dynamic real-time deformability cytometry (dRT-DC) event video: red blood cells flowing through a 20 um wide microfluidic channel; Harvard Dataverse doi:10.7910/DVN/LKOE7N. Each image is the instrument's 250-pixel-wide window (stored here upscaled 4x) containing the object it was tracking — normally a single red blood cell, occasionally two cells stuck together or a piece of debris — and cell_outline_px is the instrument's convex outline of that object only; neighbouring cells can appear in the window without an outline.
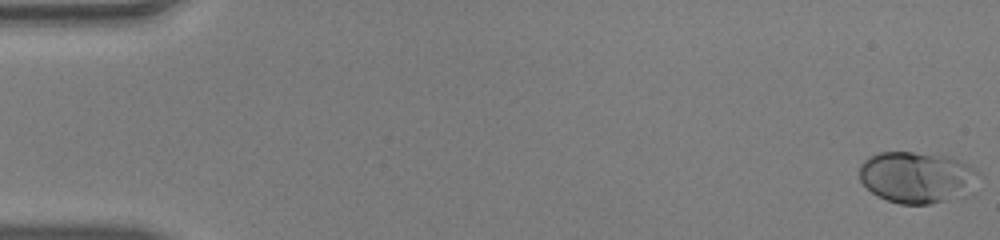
{"species": "human", "species_latin": "Homo sapiens", "temperature_condition": "warm", "stored_images_in_passage": 51, "camera_frame_rate_fps": 3000, "um_per_image_px": 0.085, "donor": {"sex": "male"}, "frame": {"image": 1, "passage_image": 1, "time_ms": 0.0, "image_size_px": [1000, 240], "cell_outline_px": [[976, 172], [964, 196], [928, 204], [900, 204], [888, 200], [872, 192], [860, 180], [860, 164], [868, 156], [880, 152], [912, 152], [948, 156], [960, 160], [972, 168]], "centroid_in_image_um": [77.84, 15.05], "position_along_channel_um": 7.2, "area_um2": 34.91}}
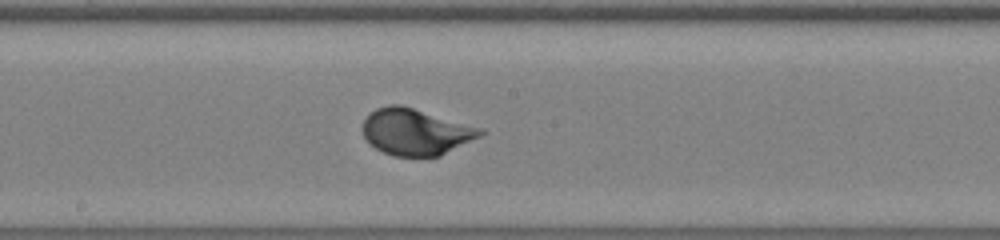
{"frame": {"image": 2, "passage_image": 28, "time_ms": 9.0, "image_size_px": [1000, 240], "cell_outline_px": [[484, 132], [480, 136], [440, 156], [392, 156], [368, 144], [360, 128], [364, 120], [376, 108], [388, 104], [400, 104], [484, 128]], "centroid_in_image_um": [35.31, 11.2], "position_along_channel_um": 212.9, "area_um2": 31.96}}
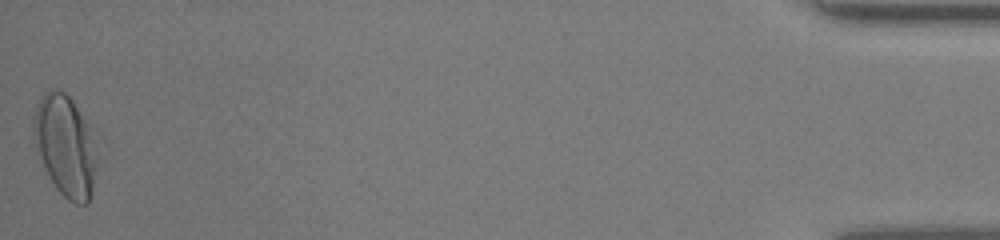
{"frame": {"image": 3, "passage_image": 51, "time_ms": 16.667, "image_size_px": [1000, 240], "cell_outline_px": [[104, 140], [92, 192], [88, 204], [76, 204], [68, 200], [56, 188], [36, 152], [32, 136], [32, 116], [36, 104], [44, 92], [52, 88], [64, 92], [72, 100], [100, 132]], "centroid_in_image_um": [5.68, 12.34], "position_along_channel_um": 429.5, "area_um2": 40.23}, "authors_computed_cell_mechanics": {"area_um2": 31.6166, "velocity_mm_per_s": 4.0695, "shape_relaxation_time_tau1_ms": 3.9425, "shape_relaxation_time_tau2_ms": null, "deformation_change_tau1": 0.2005, "deformation_change_tau2": null}}